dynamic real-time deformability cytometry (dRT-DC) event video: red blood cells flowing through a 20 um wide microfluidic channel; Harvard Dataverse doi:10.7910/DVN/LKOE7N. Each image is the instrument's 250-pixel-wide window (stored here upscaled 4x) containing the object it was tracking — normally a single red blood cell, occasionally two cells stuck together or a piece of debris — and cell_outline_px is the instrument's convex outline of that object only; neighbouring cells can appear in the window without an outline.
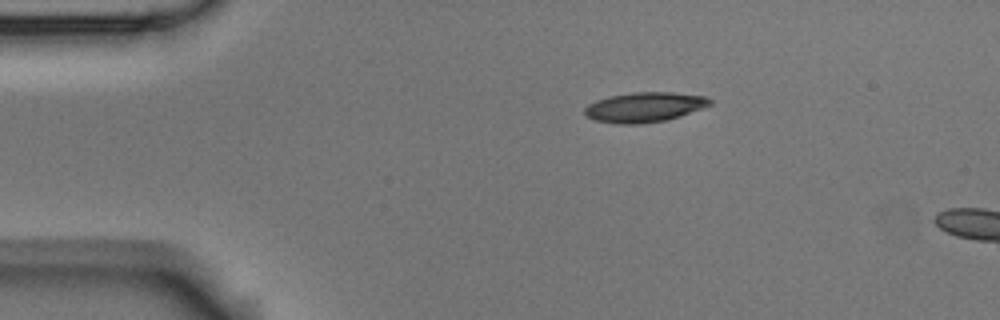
{"species": "Egyptian fruit bat (a non-hibernating species)", "species_latin": "Rousettus aegyptiacus", "temperature_condition": "room temperature", "stored_images_in_passage": 2, "camera_frame_rate_fps": 3000, "um_per_image_px": 0.085, "animal": {"sex": "male"}, "frame": {"image": 1, "passage_image": 1, "time_ms": 0.0, "image_size_px": [1000, 320], "cell_outline_px": [[712, 104], [680, 116], [668, 120], [640, 124], [616, 124], [596, 120], [588, 116], [584, 112], [584, 108], [588, 104], [596, 100], [608, 96], [632, 92], [672, 92], [704, 96], [712, 100]], "centroid_in_image_um": [54.77, 9.11], "position_along_channel_um": 30.2, "area_um2": 21.85}}